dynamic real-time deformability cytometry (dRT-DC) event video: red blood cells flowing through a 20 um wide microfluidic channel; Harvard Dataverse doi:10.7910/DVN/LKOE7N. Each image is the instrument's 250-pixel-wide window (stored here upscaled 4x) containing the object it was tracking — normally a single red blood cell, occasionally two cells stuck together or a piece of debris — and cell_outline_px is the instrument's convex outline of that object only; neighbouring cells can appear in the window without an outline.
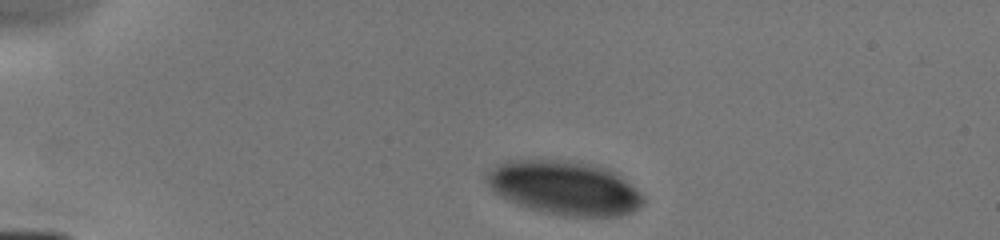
{"species": "human", "species_latin": "Homo sapiens", "temperature_condition": "cold", "stored_images_in_passage": 5, "camera_frame_rate_fps": 3000, "um_per_image_px": 0.085, "donor": {"sex": "male"}, "frame": {"image": 1, "passage_image": 1, "time_ms": 0.0, "image_size_px": [1000, 240], "cell_outline_px": [[644, 204], [640, 208], [616, 216], [568, 216], [544, 212], [528, 208], [516, 204], [500, 196], [488, 184], [484, 176], [484, 172], [496, 164], [504, 160], [572, 160], [596, 164], [608, 168], [616, 172], [636, 188], [644, 196]], "centroid_in_image_um": [47.97, 15.94], "position_along_channel_um": 37.0, "area_um2": 49.71}}